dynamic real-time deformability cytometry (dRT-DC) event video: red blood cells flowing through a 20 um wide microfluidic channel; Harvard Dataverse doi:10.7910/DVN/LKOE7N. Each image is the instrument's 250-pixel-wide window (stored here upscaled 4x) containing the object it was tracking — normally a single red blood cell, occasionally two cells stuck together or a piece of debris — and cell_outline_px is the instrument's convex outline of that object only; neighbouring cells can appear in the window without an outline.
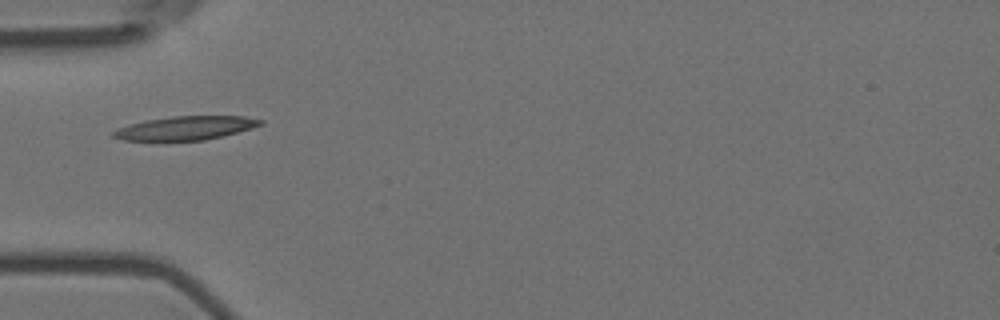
{"species": "Egyptian fruit bat (a non-hibernating species)", "species_latin": "Rousettus aegyptiacus", "temperature_condition": "room temperature", "stored_images_in_passage": 17, "camera_frame_rate_fps": 3000, "um_per_image_px": 0.085, "animal": {"sex": "female"}, "frame": {"image": 1, "passage_image": 1, "time_ms": 0.0, "image_size_px": [1000, 320], "cell_outline_px": [[264, 124], [252, 128], [224, 136], [204, 140], [124, 140], [112, 136], [112, 132], [116, 128], [128, 124], [148, 120], [172, 116], [244, 116], [264, 120]], "centroid_in_image_um": [15.8, 10.88], "position_along_channel_um": 69.2, "area_um2": 20.29}}
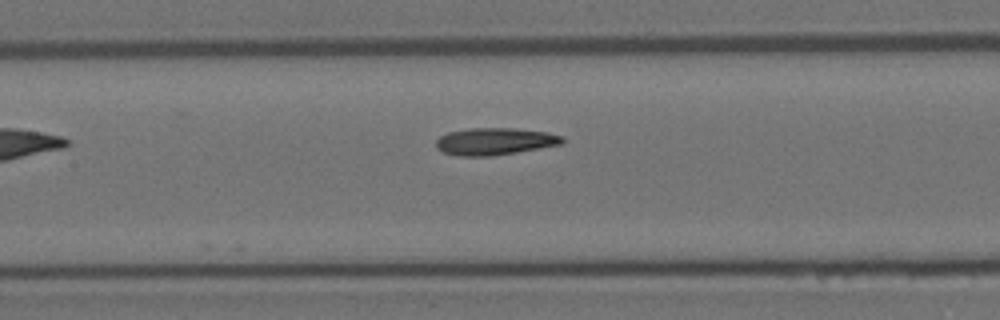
{"frame": {"image": 2, "passage_image": 9, "time_ms": 2.667, "image_size_px": [1000, 320], "cell_outline_px": [[564, 144], [492, 156], [460, 156], [444, 152], [436, 148], [436, 140], [440, 136], [448, 132], [468, 128], [516, 128], [548, 132], [564, 136]], "centroid_in_image_um": [42.08, 12.01], "position_along_channel_um": 165.3, "area_um2": 20.11}}
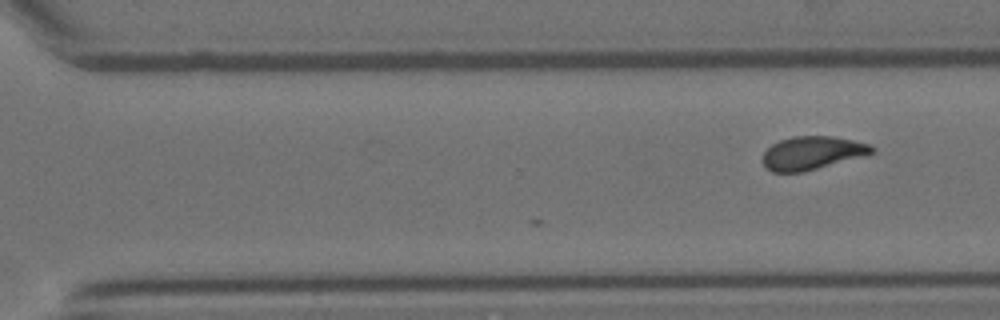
{"frame": {"image": 3, "passage_image": 17, "time_ms": 5.333, "image_size_px": [1000, 320], "cell_outline_px": [[876, 152], [864, 156], [804, 172], [772, 172], [760, 160], [760, 156], [772, 144], [780, 140], [792, 136], [832, 136], [872, 144], [876, 148]], "centroid_in_image_um": [69.05, 13.0], "position_along_channel_um": 301.6, "area_um2": 21.44}}